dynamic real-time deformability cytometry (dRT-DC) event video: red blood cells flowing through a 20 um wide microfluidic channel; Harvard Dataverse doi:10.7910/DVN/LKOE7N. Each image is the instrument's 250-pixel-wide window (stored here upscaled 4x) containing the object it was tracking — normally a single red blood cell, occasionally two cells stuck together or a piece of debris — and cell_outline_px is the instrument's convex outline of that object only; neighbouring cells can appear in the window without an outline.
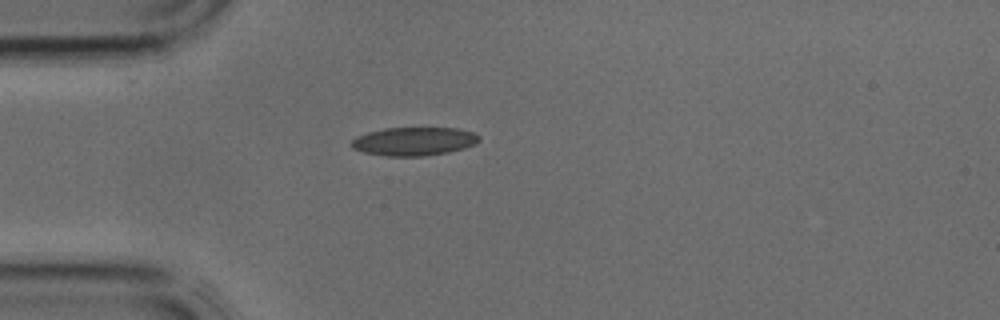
{"species": "common noctule bat (a hibernating species)", "species_latin": "Nyctalus noctula", "temperature_condition": "cold", "stored_images_in_passage": 3, "camera_frame_rate_fps": 3000, "um_per_image_px": 0.085, "animal": {"sex": "male", "body_mass_g": 17.9, "forearm_length_mm": 54.2}, "frame": {"image": 1, "passage_image": 3, "time_ms": 0.667, "image_size_px": [1000, 320], "cell_outline_px": [[480, 140], [476, 144], [464, 148], [448, 152], [424, 156], [384, 156], [364, 152], [352, 148], [352, 140], [356, 136], [368, 132], [384, 128], [460, 128], [472, 132], [480, 136]], "centroid_in_image_um": [35.2, 12.01], "position_along_channel_um": 49.8, "area_um2": 21.21}}